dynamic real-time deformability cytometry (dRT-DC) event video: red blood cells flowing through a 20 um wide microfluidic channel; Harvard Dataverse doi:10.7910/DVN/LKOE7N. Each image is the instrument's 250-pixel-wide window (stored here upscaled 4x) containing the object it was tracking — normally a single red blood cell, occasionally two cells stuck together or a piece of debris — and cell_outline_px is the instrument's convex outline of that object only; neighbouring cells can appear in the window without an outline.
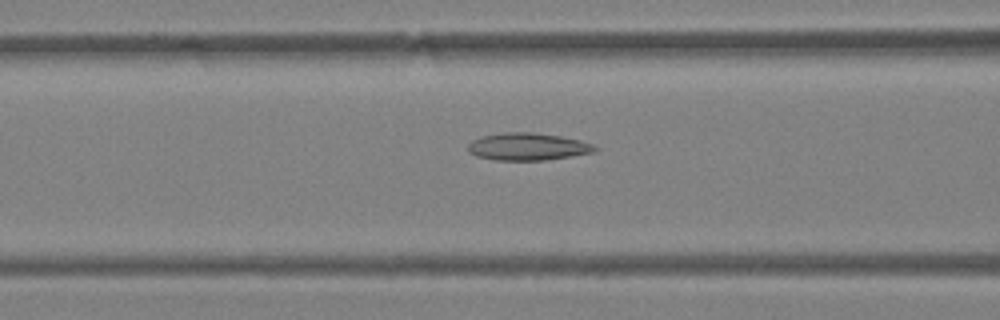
{"species": "Egyptian fruit bat (a non-hibernating species)", "species_latin": "Rousettus aegyptiacus", "temperature_condition": "warm", "stored_images_in_passage": 47, "camera_frame_rate_fps": 3000, "um_per_image_px": 0.085, "animal": {"sex": "female"}, "frame": {"image": 1, "passage_image": 20, "time_ms": 6.333, "image_size_px": [1000, 320], "cell_outline_px": [[600, 148], [596, 152], [572, 156], [544, 160], [496, 160], [476, 156], [468, 152], [468, 144], [472, 140], [480, 136], [504, 132], [532, 132], [560, 136], [580, 140], [592, 144]], "centroid_in_image_um": [44.86, 12.46], "position_along_channel_um": 121.7, "area_um2": 20.4}}
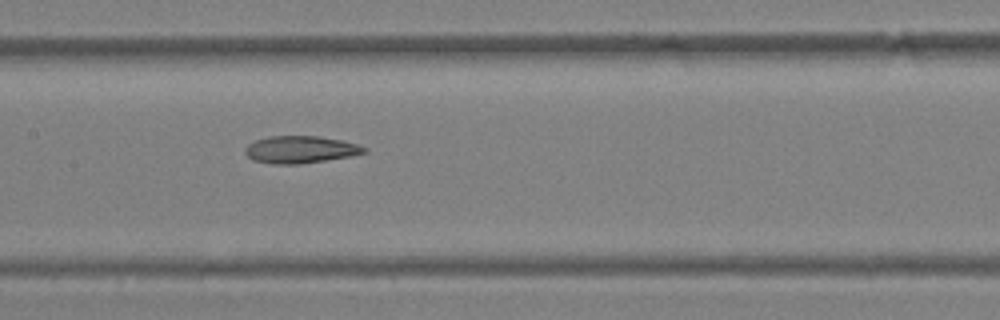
{"frame": {"image": 2, "passage_image": 24, "time_ms": 7.667, "image_size_px": [1000, 320], "cell_outline_px": [[368, 152], [352, 156], [296, 164], [272, 164], [252, 160], [244, 152], [244, 148], [248, 144], [256, 140], [268, 136], [320, 136], [340, 140], [356, 144], [368, 148]], "centroid_in_image_um": [25.52, 12.71], "position_along_channel_um": 181.9, "area_um2": 18.9}}
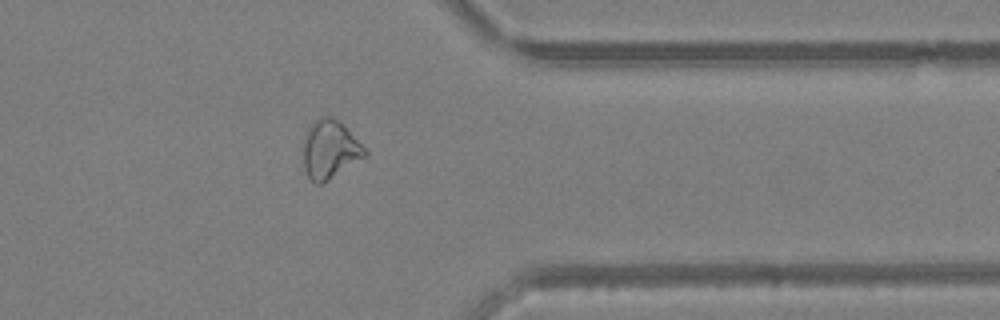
{"frame": {"image": 3, "passage_image": 38, "time_ms": 12.333, "image_size_px": [1000, 320], "cell_outline_px": [[368, 156], [320, 184], [316, 184], [308, 176], [304, 168], [304, 132], [320, 116], [328, 116], [336, 120], [368, 152]], "centroid_in_image_um": [28.02, 12.73], "position_along_channel_um": 383.4, "area_um2": 20.35}, "authors_computed_cell_mechanics": {"area_um2": 22.5998, "velocity_mm_per_s": 4.5018, "shape_relaxation_time_tau1_ms": null, "shape_relaxation_time_tau2_ms": 7.3169, "deformation_change_tau1": null, "deformation_change_tau2": 0.1851}}